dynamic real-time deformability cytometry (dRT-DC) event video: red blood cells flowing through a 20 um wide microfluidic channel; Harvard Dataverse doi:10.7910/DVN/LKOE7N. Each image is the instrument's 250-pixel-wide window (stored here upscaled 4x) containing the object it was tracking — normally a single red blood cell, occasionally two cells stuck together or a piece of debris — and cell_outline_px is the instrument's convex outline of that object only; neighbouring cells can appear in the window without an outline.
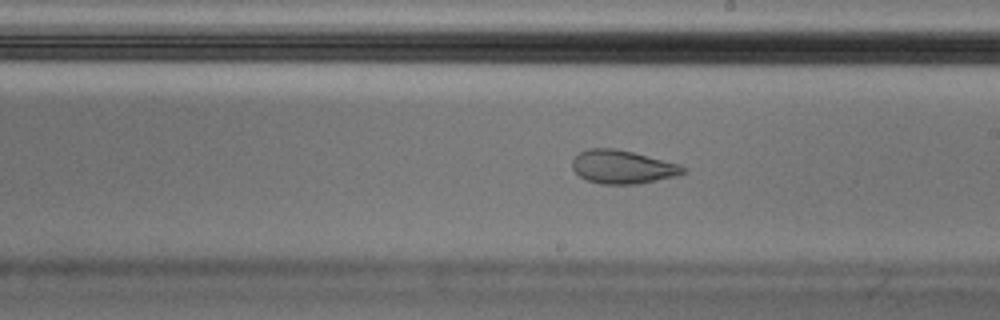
{"species": "Egyptian fruit bat (a non-hibernating species)", "species_latin": "Rousettus aegyptiacus", "temperature_condition": "cold", "stored_images_in_passage": 57, "camera_frame_rate_fps": 3000, "um_per_image_px": 0.085, "animal": {"sex": "male"}, "frame": {"image": 1, "passage_image": 33, "time_ms": 10.667, "image_size_px": [1000, 320], "cell_outline_px": [[688, 172], [676, 176], [636, 184], [600, 184], [588, 180], [580, 176], [572, 168], [572, 160], [580, 152], [588, 148], [616, 148], [680, 164], [688, 168]], "centroid_in_image_um": [52.94, 14.19], "position_along_channel_um": 236.1, "area_um2": 21.62}, "authors_computed_cell_mechanics": {"area_um2": 22.4264, "velocity_mm_per_s": 3.5964, "shape_relaxation_time_tau1_ms": null, "shape_relaxation_time_tau2_ms": 1.7038, "deformation_change_tau1": null, "deformation_change_tau2": 0.0776}}